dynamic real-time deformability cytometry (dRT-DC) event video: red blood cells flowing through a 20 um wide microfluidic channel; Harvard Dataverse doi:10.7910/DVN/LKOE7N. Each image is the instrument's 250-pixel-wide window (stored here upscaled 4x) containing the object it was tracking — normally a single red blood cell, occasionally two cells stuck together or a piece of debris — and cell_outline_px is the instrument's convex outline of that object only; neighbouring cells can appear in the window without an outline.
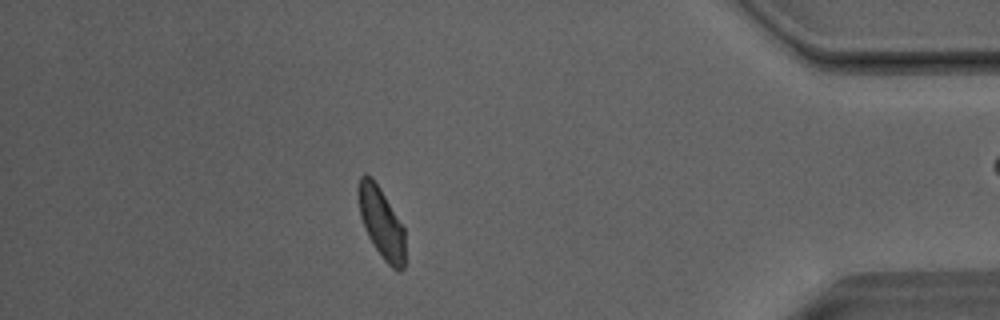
{"species": "Egyptian fruit bat (a non-hibernating species)", "species_latin": "Rousettus aegyptiacus", "temperature_condition": "room temperature", "stored_images_in_passage": 53, "camera_frame_rate_fps": 3000, "um_per_image_px": 0.085, "animal": {"sex": "male"}, "frame": {"image": 1, "passage_image": 46, "time_ms": 15.0, "image_size_px": [1000, 320], "cell_outline_px": [[404, 268], [400, 272], [392, 268], [384, 260], [372, 244], [364, 228], [360, 216], [356, 192], [360, 176], [364, 172], [372, 176], [380, 188], [404, 228]], "centroid_in_image_um": [32.37, 18.9], "position_along_channel_um": 402.8, "area_um2": 19.48}, "authors_computed_cell_mechanics": {"area_um2": 20.4034, "velocity_mm_per_s": 4.012, "shape_relaxation_time_tau1_ms": 4.3092, "shape_relaxation_time_tau2_ms": 1.6324, "deformation_change_tau1": 0.1203, "deformation_change_tau2": 0.0668}}